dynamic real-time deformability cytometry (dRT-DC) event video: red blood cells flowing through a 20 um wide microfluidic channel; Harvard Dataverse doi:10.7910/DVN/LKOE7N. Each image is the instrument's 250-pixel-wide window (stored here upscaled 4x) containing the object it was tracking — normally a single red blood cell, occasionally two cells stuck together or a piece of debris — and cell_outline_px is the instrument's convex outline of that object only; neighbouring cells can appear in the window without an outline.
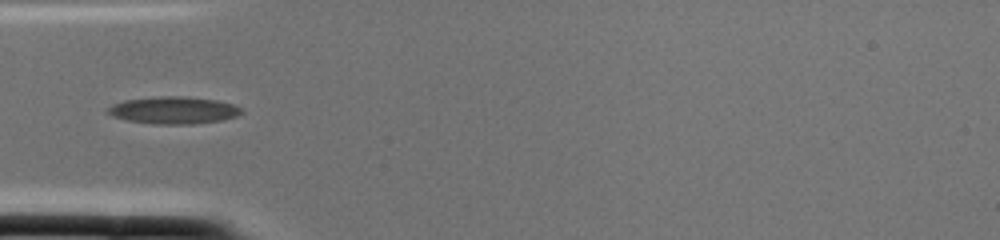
{"species": "common noctule bat (a hibernating species)", "species_latin": "Nyctalus noctula", "temperature_condition": "cold", "stored_images_in_passage": 2, "camera_frame_rate_fps": 3000, "um_per_image_px": 0.085, "animal": {"sex": "female", "body_mass_g": 22.0, "forearm_length_mm": 56.7}, "frame": {"image": 1, "passage_image": 2, "time_ms": 0.333, "image_size_px": [1000, 240], "cell_outline_px": [[244, 112], [236, 116], [224, 120], [192, 124], [152, 124], [128, 120], [112, 116], [104, 112], [112, 104], [124, 100], [160, 96], [184, 96], [216, 100], [232, 104], [240, 108]], "centroid_in_image_um": [14.73, 9.37], "position_along_channel_um": 70.3, "area_um2": 21.27}}